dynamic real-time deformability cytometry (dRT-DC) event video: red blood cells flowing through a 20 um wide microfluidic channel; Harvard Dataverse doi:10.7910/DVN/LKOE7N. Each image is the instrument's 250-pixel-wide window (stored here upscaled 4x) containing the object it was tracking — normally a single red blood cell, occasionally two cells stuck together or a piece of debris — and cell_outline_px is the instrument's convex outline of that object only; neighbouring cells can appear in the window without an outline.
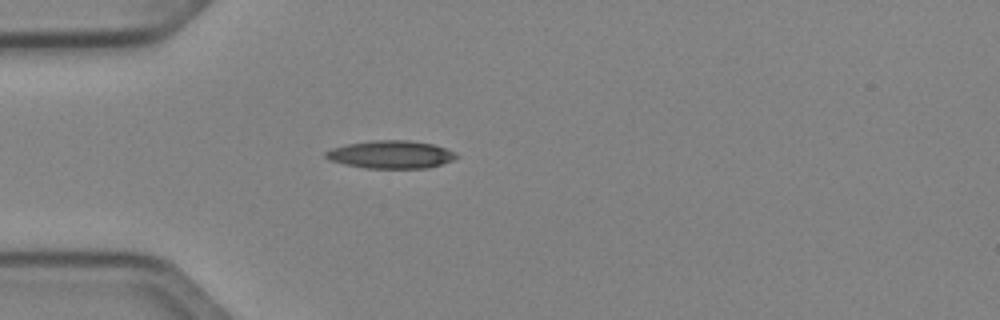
{"species": "Egyptian fruit bat (a non-hibernating species)", "species_latin": "Rousettus aegyptiacus", "temperature_condition": "cold", "stored_images_in_passage": 37, "camera_frame_rate_fps": 3000, "um_per_image_px": 0.085, "animal": {"sex": "female"}, "frame": {"image": 1, "passage_image": 1, "time_ms": 0.0, "image_size_px": [1000, 320], "cell_outline_px": [[460, 156], [452, 160], [428, 168], [364, 168], [344, 164], [328, 160], [324, 156], [324, 152], [332, 148], [348, 144], [372, 140], [408, 140], [432, 144], [456, 152]], "centroid_in_image_um": [33.2, 13.13], "position_along_channel_um": 51.8, "area_um2": 21.21}}
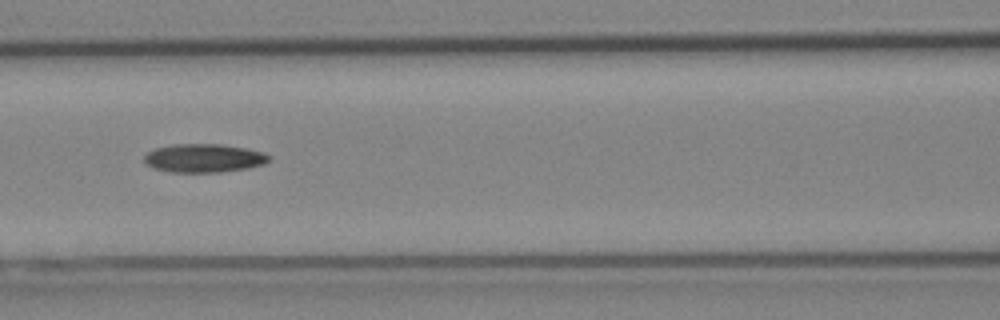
{"frame": {"image": 2, "passage_image": 9, "time_ms": 2.667, "image_size_px": [1000, 320], "cell_outline_px": [[272, 160], [264, 164], [248, 168], [220, 172], [172, 172], [152, 168], [144, 164], [144, 156], [148, 152], [156, 148], [172, 144], [220, 144], [248, 148], [264, 152], [272, 156]], "centroid_in_image_um": [17.36, 13.44], "position_along_channel_um": 149.2, "area_um2": 21.04}}
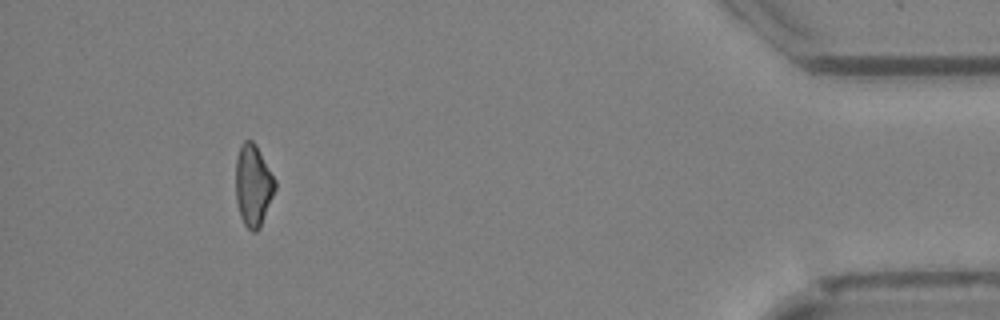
{"frame": {"image": 3, "passage_image": 33, "time_ms": 10.667, "image_size_px": [1000, 320], "cell_outline_px": [[276, 188], [260, 228], [256, 232], [252, 232], [244, 224], [240, 216], [236, 200], [236, 160], [240, 144], [244, 140], [252, 140], [256, 144], [276, 180]], "centroid_in_image_um": [21.52, 15.75], "position_along_channel_um": 413.7, "area_um2": 18.84}, "authors_computed_cell_mechanics": {"area_um2": 19.9988, "velocity_mm_per_s": 4.0626, "shape_relaxation_time_tau1_ms": 8.9287, "shape_relaxation_time_tau2_ms": null, "deformation_change_tau1": 0.192, "deformation_change_tau2": null}}